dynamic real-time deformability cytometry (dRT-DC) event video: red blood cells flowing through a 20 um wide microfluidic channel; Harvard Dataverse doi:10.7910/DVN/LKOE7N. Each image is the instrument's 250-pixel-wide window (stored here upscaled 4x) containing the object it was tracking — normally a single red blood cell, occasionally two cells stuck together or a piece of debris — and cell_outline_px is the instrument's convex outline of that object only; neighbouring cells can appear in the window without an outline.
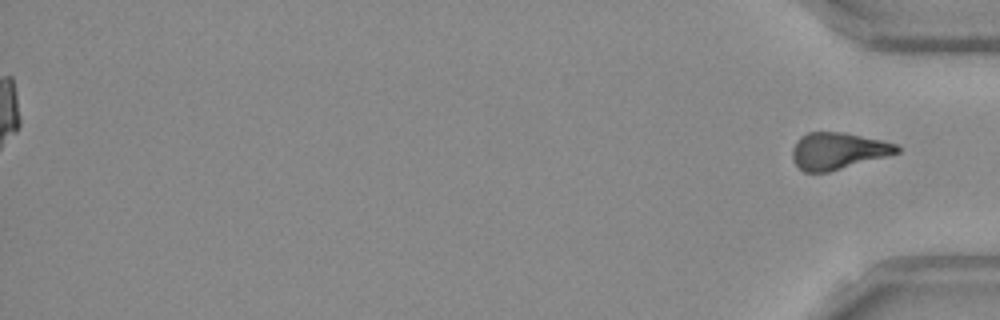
{"species": "Egyptian fruit bat (a non-hibernating species)", "species_latin": "Rousettus aegyptiacus", "temperature_condition": "room temperature", "stored_images_in_passage": 44, "segment_of_instrument_passage": [2, 2], "camera_frame_rate_fps": 3000, "um_per_image_px": 0.085, "frame": {"image": 1, "passage_image": 44, "time_ms": 14.333, "image_size_px": [1000, 320], "cell_outline_px": [[900, 152], [888, 156], [828, 172], [804, 172], [792, 160], [792, 148], [796, 140], [800, 136], [808, 132], [844, 132], [880, 140], [896, 144], [900, 148]], "centroid_in_image_um": [71.2, 12.82], "position_along_channel_um": 364.0, "area_um2": 22.43}}